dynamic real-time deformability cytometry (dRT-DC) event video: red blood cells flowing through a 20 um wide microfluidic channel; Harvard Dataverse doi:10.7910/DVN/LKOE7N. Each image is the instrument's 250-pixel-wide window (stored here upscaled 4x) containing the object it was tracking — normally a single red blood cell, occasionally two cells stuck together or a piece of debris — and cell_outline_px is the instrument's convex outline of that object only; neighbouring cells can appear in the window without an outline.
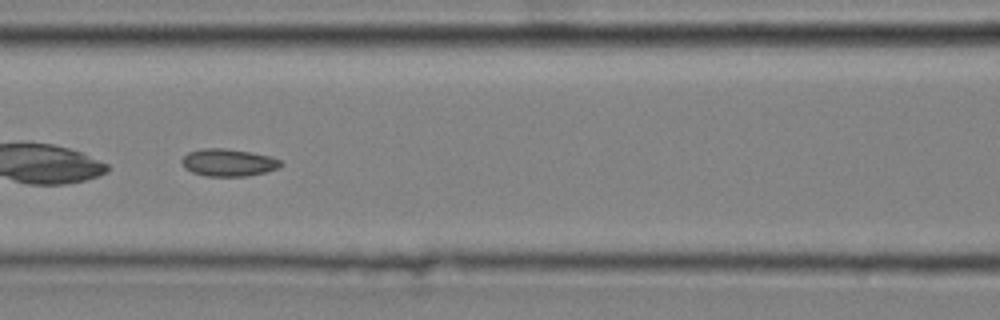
{"species": "common noctule bat (a hibernating species)", "species_latin": "Nyctalus noctula", "temperature_condition": "cold", "stored_images_in_passage": 50, "camera_frame_rate_fps": 3000, "um_per_image_px": 0.085, "animal": {"sex": "male", "body_mass_g": 20.4}, "frame": {"image": 1, "passage_image": 22, "time_ms": 7.0, "image_size_px": [1000, 320], "cell_outline_px": [[284, 164], [280, 168], [248, 176], [204, 176], [192, 172], [184, 168], [180, 160], [188, 152], [204, 148], [224, 148], [252, 152], [268, 156], [280, 160]], "centroid_in_image_um": [19.4, 13.82], "position_along_channel_um": 147.2, "area_um2": 15.9}}
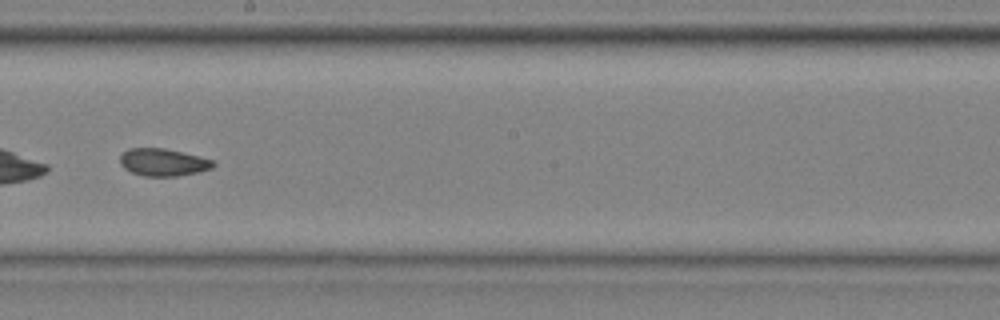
{"frame": {"image": 2, "passage_image": 29, "time_ms": 9.333, "image_size_px": [1000, 320], "cell_outline_px": [[216, 164], [212, 168], [200, 172], [176, 176], [144, 176], [132, 172], [124, 168], [120, 164], [120, 156], [128, 148], [164, 148], [200, 156], [212, 160]], "centroid_in_image_um": [13.87, 13.79], "position_along_channel_um": 234.3, "area_um2": 14.91}, "authors_computed_cell_mechanics": {"area_um2": 15.7216, "velocity_mm_per_s": 3.7448, "shape_relaxation_time_tau1_ms": 7.3987, "shape_relaxation_time_tau2_ms": 2.6097, "deformation_change_tau1": 0.1285, "deformation_change_tau2": 0.0727}}